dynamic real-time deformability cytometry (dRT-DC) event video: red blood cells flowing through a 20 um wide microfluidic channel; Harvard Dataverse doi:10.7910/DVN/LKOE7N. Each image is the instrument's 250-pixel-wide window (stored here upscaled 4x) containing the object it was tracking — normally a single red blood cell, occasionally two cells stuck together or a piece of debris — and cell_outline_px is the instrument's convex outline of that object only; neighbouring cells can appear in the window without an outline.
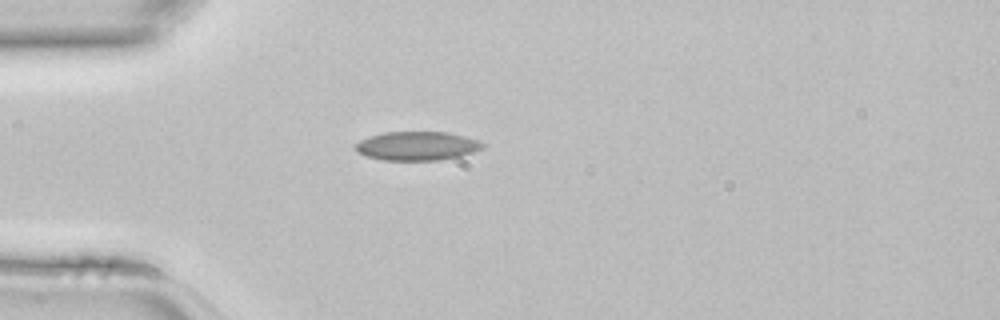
{"species": "common noctule bat (a hibernating species)", "species_latin": "Nyctalus noctula", "temperature_condition": "room temperature", "stored_images_in_passage": 33, "camera_frame_rate_fps": 3000, "um_per_image_px": 0.085, "animal": {"sex": "female", "body_mass_g": 22.7, "forearm_length_mm": 54.2}, "frame": {"image": 1, "passage_image": 1, "time_ms": 0.0, "image_size_px": [1000, 320], "cell_outline_px": [[484, 148], [460, 156], [440, 160], [384, 160], [368, 156], [356, 152], [356, 144], [360, 140], [368, 136], [384, 132], [448, 132], [464, 136], [476, 140], [484, 144]], "centroid_in_image_um": [35.44, 12.4], "position_along_channel_um": 49.6, "area_um2": 21.27}}
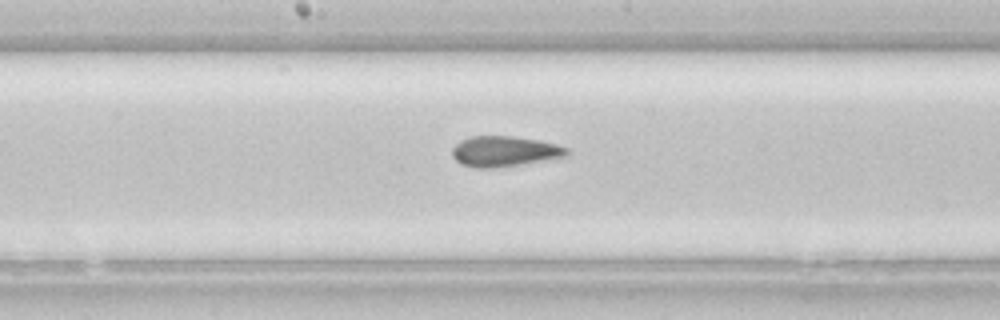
{"frame": {"image": 2, "passage_image": 12, "time_ms": 3.667, "image_size_px": [1000, 320], "cell_outline_px": [[568, 152], [564, 156], [496, 168], [476, 168], [460, 164], [452, 156], [452, 148], [460, 140], [472, 136], [512, 136], [540, 140], [556, 144], [568, 148]], "centroid_in_image_um": [42.81, 12.85], "position_along_channel_um": 205.4, "area_um2": 20.17}}
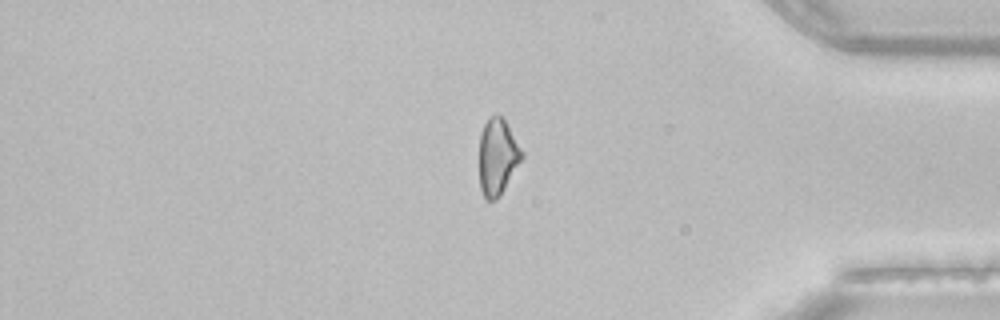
{"frame": {"image": 3, "passage_image": 26, "time_ms": 8.333, "image_size_px": [1000, 320], "cell_outline_px": [[524, 156], [500, 196], [496, 200], [488, 200], [484, 196], [480, 188], [480, 132], [488, 116], [496, 112], [504, 120], [524, 152]], "centroid_in_image_um": [42.29, 13.3], "position_along_channel_um": 392.9, "area_um2": 18.96}}